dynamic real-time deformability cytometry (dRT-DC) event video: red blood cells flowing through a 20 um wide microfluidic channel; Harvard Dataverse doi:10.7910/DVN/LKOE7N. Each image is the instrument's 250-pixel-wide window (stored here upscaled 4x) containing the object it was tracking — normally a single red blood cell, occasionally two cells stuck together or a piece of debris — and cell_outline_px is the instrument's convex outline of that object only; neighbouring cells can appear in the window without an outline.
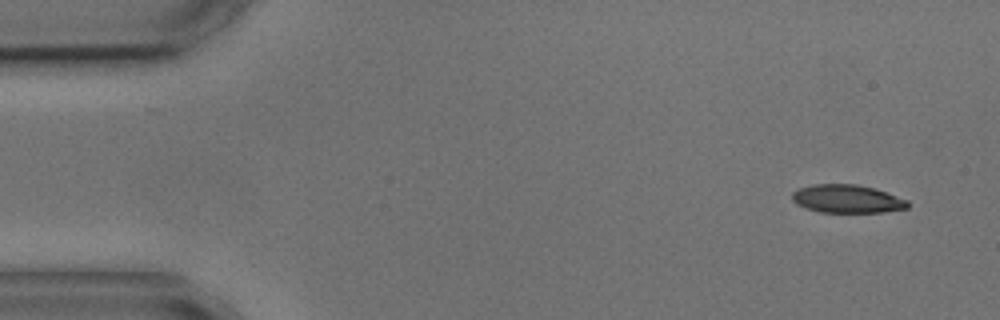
{"species": "common noctule bat (a hibernating species)", "species_latin": "Nyctalus noctula", "temperature_condition": "cold", "stored_images_in_passage": 3, "camera_frame_rate_fps": 3000, "um_per_image_px": 0.085, "animal": {"sex": "male", "body_mass_g": 17.9, "forearm_length_mm": 54.2}, "frame": {"image": 1, "passage_image": 1, "time_ms": 0.0, "image_size_px": [1000, 320], "cell_outline_px": [[908, 208], [884, 212], [820, 212], [796, 204], [792, 200], [792, 192], [800, 188], [812, 184], [856, 184], [876, 188], [908, 200]], "centroid_in_image_um": [72.02, 16.89], "position_along_channel_um": 13.0, "area_um2": 19.02}}